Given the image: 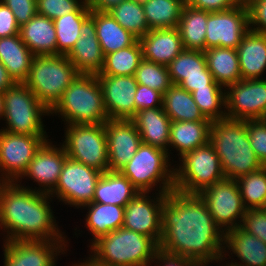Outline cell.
Returning a JSON list of instances; mask_svg holds the SVG:
<instances>
[{
    "label": "cell",
    "instance_id": "6da1fadb",
    "mask_svg": "<svg viewBox=\"0 0 266 266\" xmlns=\"http://www.w3.org/2000/svg\"><path fill=\"white\" fill-rule=\"evenodd\" d=\"M159 250L192 259L200 266L222 263L225 233L198 194L167 193L162 205Z\"/></svg>",
    "mask_w": 266,
    "mask_h": 266
},
{
    "label": "cell",
    "instance_id": "7a4b0ae2",
    "mask_svg": "<svg viewBox=\"0 0 266 266\" xmlns=\"http://www.w3.org/2000/svg\"><path fill=\"white\" fill-rule=\"evenodd\" d=\"M52 199L25 184L0 182V230L7 234L3 241H68L54 218Z\"/></svg>",
    "mask_w": 266,
    "mask_h": 266
},
{
    "label": "cell",
    "instance_id": "3957f363",
    "mask_svg": "<svg viewBox=\"0 0 266 266\" xmlns=\"http://www.w3.org/2000/svg\"><path fill=\"white\" fill-rule=\"evenodd\" d=\"M209 143L213 146L226 178L240 176L263 167L247 134V120L221 119L212 121Z\"/></svg>",
    "mask_w": 266,
    "mask_h": 266
},
{
    "label": "cell",
    "instance_id": "277c9868",
    "mask_svg": "<svg viewBox=\"0 0 266 266\" xmlns=\"http://www.w3.org/2000/svg\"><path fill=\"white\" fill-rule=\"evenodd\" d=\"M97 266H152L158 244L150 237L121 227L88 246Z\"/></svg>",
    "mask_w": 266,
    "mask_h": 266
},
{
    "label": "cell",
    "instance_id": "5b68a950",
    "mask_svg": "<svg viewBox=\"0 0 266 266\" xmlns=\"http://www.w3.org/2000/svg\"><path fill=\"white\" fill-rule=\"evenodd\" d=\"M51 115H59L64 125L104 124L109 117L97 76L79 74L50 109Z\"/></svg>",
    "mask_w": 266,
    "mask_h": 266
},
{
    "label": "cell",
    "instance_id": "8992f818",
    "mask_svg": "<svg viewBox=\"0 0 266 266\" xmlns=\"http://www.w3.org/2000/svg\"><path fill=\"white\" fill-rule=\"evenodd\" d=\"M170 158L167 151L141 143L120 172L139 192L168 193L174 190V167L178 165L172 166Z\"/></svg>",
    "mask_w": 266,
    "mask_h": 266
},
{
    "label": "cell",
    "instance_id": "52a82bcc",
    "mask_svg": "<svg viewBox=\"0 0 266 266\" xmlns=\"http://www.w3.org/2000/svg\"><path fill=\"white\" fill-rule=\"evenodd\" d=\"M78 75L66 55L34 56L24 84L50 110Z\"/></svg>",
    "mask_w": 266,
    "mask_h": 266
},
{
    "label": "cell",
    "instance_id": "ba28073f",
    "mask_svg": "<svg viewBox=\"0 0 266 266\" xmlns=\"http://www.w3.org/2000/svg\"><path fill=\"white\" fill-rule=\"evenodd\" d=\"M3 106L6 127L1 130L21 135H47L43 117L50 116V110L24 83H15L3 93Z\"/></svg>",
    "mask_w": 266,
    "mask_h": 266
},
{
    "label": "cell",
    "instance_id": "9c48e42d",
    "mask_svg": "<svg viewBox=\"0 0 266 266\" xmlns=\"http://www.w3.org/2000/svg\"><path fill=\"white\" fill-rule=\"evenodd\" d=\"M174 167V189L186 194H198L205 187L225 179L213 146L207 143L185 153Z\"/></svg>",
    "mask_w": 266,
    "mask_h": 266
},
{
    "label": "cell",
    "instance_id": "30bf717a",
    "mask_svg": "<svg viewBox=\"0 0 266 266\" xmlns=\"http://www.w3.org/2000/svg\"><path fill=\"white\" fill-rule=\"evenodd\" d=\"M64 146L67 157L100 172L109 170L104 124L66 125Z\"/></svg>",
    "mask_w": 266,
    "mask_h": 266
},
{
    "label": "cell",
    "instance_id": "8fae6325",
    "mask_svg": "<svg viewBox=\"0 0 266 266\" xmlns=\"http://www.w3.org/2000/svg\"><path fill=\"white\" fill-rule=\"evenodd\" d=\"M102 172L67 157L55 189L49 194L77 209L91 203Z\"/></svg>",
    "mask_w": 266,
    "mask_h": 266
},
{
    "label": "cell",
    "instance_id": "7c38bea8",
    "mask_svg": "<svg viewBox=\"0 0 266 266\" xmlns=\"http://www.w3.org/2000/svg\"><path fill=\"white\" fill-rule=\"evenodd\" d=\"M48 135H21L0 129V182H17Z\"/></svg>",
    "mask_w": 266,
    "mask_h": 266
},
{
    "label": "cell",
    "instance_id": "4fadbf2b",
    "mask_svg": "<svg viewBox=\"0 0 266 266\" xmlns=\"http://www.w3.org/2000/svg\"><path fill=\"white\" fill-rule=\"evenodd\" d=\"M198 195L204 200L215 223L224 233L240 227L247 209L236 180L225 178L205 187Z\"/></svg>",
    "mask_w": 266,
    "mask_h": 266
},
{
    "label": "cell",
    "instance_id": "5bb4252c",
    "mask_svg": "<svg viewBox=\"0 0 266 266\" xmlns=\"http://www.w3.org/2000/svg\"><path fill=\"white\" fill-rule=\"evenodd\" d=\"M205 50L213 47L237 49L250 30L249 10L245 1L231 9L209 12Z\"/></svg>",
    "mask_w": 266,
    "mask_h": 266
},
{
    "label": "cell",
    "instance_id": "9a60e30c",
    "mask_svg": "<svg viewBox=\"0 0 266 266\" xmlns=\"http://www.w3.org/2000/svg\"><path fill=\"white\" fill-rule=\"evenodd\" d=\"M226 118L266 119V78L240 80L225 87Z\"/></svg>",
    "mask_w": 266,
    "mask_h": 266
},
{
    "label": "cell",
    "instance_id": "2e32d148",
    "mask_svg": "<svg viewBox=\"0 0 266 266\" xmlns=\"http://www.w3.org/2000/svg\"><path fill=\"white\" fill-rule=\"evenodd\" d=\"M149 194L151 193L138 192L127 203L124 207L123 227L150 237L159 244L162 237V205L167 193Z\"/></svg>",
    "mask_w": 266,
    "mask_h": 266
},
{
    "label": "cell",
    "instance_id": "e0dca14e",
    "mask_svg": "<svg viewBox=\"0 0 266 266\" xmlns=\"http://www.w3.org/2000/svg\"><path fill=\"white\" fill-rule=\"evenodd\" d=\"M3 243L4 266H56L58 256L67 254L69 246L68 241L10 240Z\"/></svg>",
    "mask_w": 266,
    "mask_h": 266
},
{
    "label": "cell",
    "instance_id": "ac0fdd59",
    "mask_svg": "<svg viewBox=\"0 0 266 266\" xmlns=\"http://www.w3.org/2000/svg\"><path fill=\"white\" fill-rule=\"evenodd\" d=\"M53 145L51 139L46 140L34 155L26 172L17 181L22 182V178H29L37 182L38 187L25 188L35 190L40 193L50 194L56 187L63 164L67 158V153L63 145ZM25 177V178H24Z\"/></svg>",
    "mask_w": 266,
    "mask_h": 266
},
{
    "label": "cell",
    "instance_id": "d6986e66",
    "mask_svg": "<svg viewBox=\"0 0 266 266\" xmlns=\"http://www.w3.org/2000/svg\"><path fill=\"white\" fill-rule=\"evenodd\" d=\"M107 135L109 171H120L137 152L141 136L132 120L108 119Z\"/></svg>",
    "mask_w": 266,
    "mask_h": 266
},
{
    "label": "cell",
    "instance_id": "ffe728a7",
    "mask_svg": "<svg viewBox=\"0 0 266 266\" xmlns=\"http://www.w3.org/2000/svg\"><path fill=\"white\" fill-rule=\"evenodd\" d=\"M102 91L103 104L109 119L131 120L135 116V76L96 75Z\"/></svg>",
    "mask_w": 266,
    "mask_h": 266
},
{
    "label": "cell",
    "instance_id": "44dd1931",
    "mask_svg": "<svg viewBox=\"0 0 266 266\" xmlns=\"http://www.w3.org/2000/svg\"><path fill=\"white\" fill-rule=\"evenodd\" d=\"M80 31V38L67 58L79 74L98 75L105 56L96 35L95 22L90 16L83 22Z\"/></svg>",
    "mask_w": 266,
    "mask_h": 266
},
{
    "label": "cell",
    "instance_id": "7402d4cb",
    "mask_svg": "<svg viewBox=\"0 0 266 266\" xmlns=\"http://www.w3.org/2000/svg\"><path fill=\"white\" fill-rule=\"evenodd\" d=\"M233 254L241 261H228L233 266H266V243L240 227L225 232L222 259H226V256L230 259Z\"/></svg>",
    "mask_w": 266,
    "mask_h": 266
},
{
    "label": "cell",
    "instance_id": "603a6c76",
    "mask_svg": "<svg viewBox=\"0 0 266 266\" xmlns=\"http://www.w3.org/2000/svg\"><path fill=\"white\" fill-rule=\"evenodd\" d=\"M142 59L168 66L185 48L178 28L154 29L138 39Z\"/></svg>",
    "mask_w": 266,
    "mask_h": 266
},
{
    "label": "cell",
    "instance_id": "cb8c5ba5",
    "mask_svg": "<svg viewBox=\"0 0 266 266\" xmlns=\"http://www.w3.org/2000/svg\"><path fill=\"white\" fill-rule=\"evenodd\" d=\"M131 120L140 133L142 143L168 152L171 119L163 107L141 110Z\"/></svg>",
    "mask_w": 266,
    "mask_h": 266
},
{
    "label": "cell",
    "instance_id": "d4e9b609",
    "mask_svg": "<svg viewBox=\"0 0 266 266\" xmlns=\"http://www.w3.org/2000/svg\"><path fill=\"white\" fill-rule=\"evenodd\" d=\"M242 80L261 79L266 70V34L249 30L237 47Z\"/></svg>",
    "mask_w": 266,
    "mask_h": 266
},
{
    "label": "cell",
    "instance_id": "484cf974",
    "mask_svg": "<svg viewBox=\"0 0 266 266\" xmlns=\"http://www.w3.org/2000/svg\"><path fill=\"white\" fill-rule=\"evenodd\" d=\"M19 35L34 56L56 55V31L52 19L36 14L20 26Z\"/></svg>",
    "mask_w": 266,
    "mask_h": 266
},
{
    "label": "cell",
    "instance_id": "4316f807",
    "mask_svg": "<svg viewBox=\"0 0 266 266\" xmlns=\"http://www.w3.org/2000/svg\"><path fill=\"white\" fill-rule=\"evenodd\" d=\"M211 124L212 121H171L167 152L169 157L173 148L179 151L177 156L180 158L185 153L209 143Z\"/></svg>",
    "mask_w": 266,
    "mask_h": 266
},
{
    "label": "cell",
    "instance_id": "83f0119b",
    "mask_svg": "<svg viewBox=\"0 0 266 266\" xmlns=\"http://www.w3.org/2000/svg\"><path fill=\"white\" fill-rule=\"evenodd\" d=\"M33 57L19 34L0 38V62L14 83H24L27 80Z\"/></svg>",
    "mask_w": 266,
    "mask_h": 266
},
{
    "label": "cell",
    "instance_id": "f1b7e54d",
    "mask_svg": "<svg viewBox=\"0 0 266 266\" xmlns=\"http://www.w3.org/2000/svg\"><path fill=\"white\" fill-rule=\"evenodd\" d=\"M138 192L120 171L108 170L99 178L92 202L125 207Z\"/></svg>",
    "mask_w": 266,
    "mask_h": 266
},
{
    "label": "cell",
    "instance_id": "f546056e",
    "mask_svg": "<svg viewBox=\"0 0 266 266\" xmlns=\"http://www.w3.org/2000/svg\"><path fill=\"white\" fill-rule=\"evenodd\" d=\"M87 209L85 227L91 232L90 245L100 237L115 231L124 224V207L114 204L91 202L80 207Z\"/></svg>",
    "mask_w": 266,
    "mask_h": 266
},
{
    "label": "cell",
    "instance_id": "4dcf8cb0",
    "mask_svg": "<svg viewBox=\"0 0 266 266\" xmlns=\"http://www.w3.org/2000/svg\"><path fill=\"white\" fill-rule=\"evenodd\" d=\"M90 17L95 22L96 35L104 56L131 46L137 40L109 12L91 10Z\"/></svg>",
    "mask_w": 266,
    "mask_h": 266
},
{
    "label": "cell",
    "instance_id": "1f68e13d",
    "mask_svg": "<svg viewBox=\"0 0 266 266\" xmlns=\"http://www.w3.org/2000/svg\"><path fill=\"white\" fill-rule=\"evenodd\" d=\"M207 68L223 87L242 80L237 49L213 47L204 51Z\"/></svg>",
    "mask_w": 266,
    "mask_h": 266
},
{
    "label": "cell",
    "instance_id": "d6a6232c",
    "mask_svg": "<svg viewBox=\"0 0 266 266\" xmlns=\"http://www.w3.org/2000/svg\"><path fill=\"white\" fill-rule=\"evenodd\" d=\"M208 11L185 5L179 19L178 30L186 50L205 51Z\"/></svg>",
    "mask_w": 266,
    "mask_h": 266
},
{
    "label": "cell",
    "instance_id": "836d02e7",
    "mask_svg": "<svg viewBox=\"0 0 266 266\" xmlns=\"http://www.w3.org/2000/svg\"><path fill=\"white\" fill-rule=\"evenodd\" d=\"M163 109L171 121H210L203 116L192 94L176 84L163 94Z\"/></svg>",
    "mask_w": 266,
    "mask_h": 266
},
{
    "label": "cell",
    "instance_id": "e575fe53",
    "mask_svg": "<svg viewBox=\"0 0 266 266\" xmlns=\"http://www.w3.org/2000/svg\"><path fill=\"white\" fill-rule=\"evenodd\" d=\"M142 5L150 30L177 28L185 7L181 0H147Z\"/></svg>",
    "mask_w": 266,
    "mask_h": 266
},
{
    "label": "cell",
    "instance_id": "d590c367",
    "mask_svg": "<svg viewBox=\"0 0 266 266\" xmlns=\"http://www.w3.org/2000/svg\"><path fill=\"white\" fill-rule=\"evenodd\" d=\"M142 60V49L138 39L121 50L104 57V65L98 75L133 76Z\"/></svg>",
    "mask_w": 266,
    "mask_h": 266
},
{
    "label": "cell",
    "instance_id": "8d00e7d4",
    "mask_svg": "<svg viewBox=\"0 0 266 266\" xmlns=\"http://www.w3.org/2000/svg\"><path fill=\"white\" fill-rule=\"evenodd\" d=\"M91 12H72L53 20L56 31V55H68L80 38L81 25Z\"/></svg>",
    "mask_w": 266,
    "mask_h": 266
},
{
    "label": "cell",
    "instance_id": "74e56055",
    "mask_svg": "<svg viewBox=\"0 0 266 266\" xmlns=\"http://www.w3.org/2000/svg\"><path fill=\"white\" fill-rule=\"evenodd\" d=\"M108 12L124 29L133 34L137 39L150 31L143 5L138 2L124 0Z\"/></svg>",
    "mask_w": 266,
    "mask_h": 266
},
{
    "label": "cell",
    "instance_id": "f35d334b",
    "mask_svg": "<svg viewBox=\"0 0 266 266\" xmlns=\"http://www.w3.org/2000/svg\"><path fill=\"white\" fill-rule=\"evenodd\" d=\"M167 67L176 85L187 77L204 76V71H209L204 51L199 50L184 49Z\"/></svg>",
    "mask_w": 266,
    "mask_h": 266
},
{
    "label": "cell",
    "instance_id": "ab89813d",
    "mask_svg": "<svg viewBox=\"0 0 266 266\" xmlns=\"http://www.w3.org/2000/svg\"><path fill=\"white\" fill-rule=\"evenodd\" d=\"M246 209L263 208L266 202V166L236 179Z\"/></svg>",
    "mask_w": 266,
    "mask_h": 266
},
{
    "label": "cell",
    "instance_id": "60d3db41",
    "mask_svg": "<svg viewBox=\"0 0 266 266\" xmlns=\"http://www.w3.org/2000/svg\"><path fill=\"white\" fill-rule=\"evenodd\" d=\"M191 94L206 119L217 121L226 118L225 87L207 86V88L196 89Z\"/></svg>",
    "mask_w": 266,
    "mask_h": 266
},
{
    "label": "cell",
    "instance_id": "b9f144b4",
    "mask_svg": "<svg viewBox=\"0 0 266 266\" xmlns=\"http://www.w3.org/2000/svg\"><path fill=\"white\" fill-rule=\"evenodd\" d=\"M137 84H142L164 94L172 85L168 67L145 59L140 61L134 74Z\"/></svg>",
    "mask_w": 266,
    "mask_h": 266
},
{
    "label": "cell",
    "instance_id": "7bdbcfd3",
    "mask_svg": "<svg viewBox=\"0 0 266 266\" xmlns=\"http://www.w3.org/2000/svg\"><path fill=\"white\" fill-rule=\"evenodd\" d=\"M72 12H91L86 0H37V14L55 20Z\"/></svg>",
    "mask_w": 266,
    "mask_h": 266
},
{
    "label": "cell",
    "instance_id": "ee69618b",
    "mask_svg": "<svg viewBox=\"0 0 266 266\" xmlns=\"http://www.w3.org/2000/svg\"><path fill=\"white\" fill-rule=\"evenodd\" d=\"M251 147L263 166H266V119L247 120Z\"/></svg>",
    "mask_w": 266,
    "mask_h": 266
},
{
    "label": "cell",
    "instance_id": "f6af8a7d",
    "mask_svg": "<svg viewBox=\"0 0 266 266\" xmlns=\"http://www.w3.org/2000/svg\"><path fill=\"white\" fill-rule=\"evenodd\" d=\"M240 228L266 243V211L263 208L247 209Z\"/></svg>",
    "mask_w": 266,
    "mask_h": 266
},
{
    "label": "cell",
    "instance_id": "bcb514c9",
    "mask_svg": "<svg viewBox=\"0 0 266 266\" xmlns=\"http://www.w3.org/2000/svg\"><path fill=\"white\" fill-rule=\"evenodd\" d=\"M135 114L149 108L163 107V94L142 84H138L135 93Z\"/></svg>",
    "mask_w": 266,
    "mask_h": 266
},
{
    "label": "cell",
    "instance_id": "7dc6e473",
    "mask_svg": "<svg viewBox=\"0 0 266 266\" xmlns=\"http://www.w3.org/2000/svg\"><path fill=\"white\" fill-rule=\"evenodd\" d=\"M13 12L19 26L27 23L37 14V0H0Z\"/></svg>",
    "mask_w": 266,
    "mask_h": 266
},
{
    "label": "cell",
    "instance_id": "c3c4849f",
    "mask_svg": "<svg viewBox=\"0 0 266 266\" xmlns=\"http://www.w3.org/2000/svg\"><path fill=\"white\" fill-rule=\"evenodd\" d=\"M250 29L266 34V0H246Z\"/></svg>",
    "mask_w": 266,
    "mask_h": 266
},
{
    "label": "cell",
    "instance_id": "681fc988",
    "mask_svg": "<svg viewBox=\"0 0 266 266\" xmlns=\"http://www.w3.org/2000/svg\"><path fill=\"white\" fill-rule=\"evenodd\" d=\"M19 29L11 9L0 1V38L17 35Z\"/></svg>",
    "mask_w": 266,
    "mask_h": 266
},
{
    "label": "cell",
    "instance_id": "f907efd6",
    "mask_svg": "<svg viewBox=\"0 0 266 266\" xmlns=\"http://www.w3.org/2000/svg\"><path fill=\"white\" fill-rule=\"evenodd\" d=\"M178 85L190 93L196 89L207 88V86H222L214 81L210 71H204V76L187 77Z\"/></svg>",
    "mask_w": 266,
    "mask_h": 266
},
{
    "label": "cell",
    "instance_id": "816d5d0a",
    "mask_svg": "<svg viewBox=\"0 0 266 266\" xmlns=\"http://www.w3.org/2000/svg\"><path fill=\"white\" fill-rule=\"evenodd\" d=\"M240 0H193L189 5L193 8L218 12L233 8Z\"/></svg>",
    "mask_w": 266,
    "mask_h": 266
},
{
    "label": "cell",
    "instance_id": "f5cc1de1",
    "mask_svg": "<svg viewBox=\"0 0 266 266\" xmlns=\"http://www.w3.org/2000/svg\"><path fill=\"white\" fill-rule=\"evenodd\" d=\"M153 262L158 266H200L192 259L167 254L161 250L156 252Z\"/></svg>",
    "mask_w": 266,
    "mask_h": 266
},
{
    "label": "cell",
    "instance_id": "db71d44e",
    "mask_svg": "<svg viewBox=\"0 0 266 266\" xmlns=\"http://www.w3.org/2000/svg\"><path fill=\"white\" fill-rule=\"evenodd\" d=\"M123 1L124 0H89L88 3L91 10L108 12Z\"/></svg>",
    "mask_w": 266,
    "mask_h": 266
},
{
    "label": "cell",
    "instance_id": "11a10c76",
    "mask_svg": "<svg viewBox=\"0 0 266 266\" xmlns=\"http://www.w3.org/2000/svg\"><path fill=\"white\" fill-rule=\"evenodd\" d=\"M14 81L8 75L7 69L0 62V92L4 93L14 85Z\"/></svg>",
    "mask_w": 266,
    "mask_h": 266
},
{
    "label": "cell",
    "instance_id": "9f6ffc18",
    "mask_svg": "<svg viewBox=\"0 0 266 266\" xmlns=\"http://www.w3.org/2000/svg\"><path fill=\"white\" fill-rule=\"evenodd\" d=\"M83 261L84 262H82V260H79L77 263H73L72 266H97L88 259H83Z\"/></svg>",
    "mask_w": 266,
    "mask_h": 266
},
{
    "label": "cell",
    "instance_id": "6f0895ef",
    "mask_svg": "<svg viewBox=\"0 0 266 266\" xmlns=\"http://www.w3.org/2000/svg\"><path fill=\"white\" fill-rule=\"evenodd\" d=\"M4 106H3V93L0 92V120H3Z\"/></svg>",
    "mask_w": 266,
    "mask_h": 266
},
{
    "label": "cell",
    "instance_id": "680465c9",
    "mask_svg": "<svg viewBox=\"0 0 266 266\" xmlns=\"http://www.w3.org/2000/svg\"><path fill=\"white\" fill-rule=\"evenodd\" d=\"M185 5H189L193 0H181Z\"/></svg>",
    "mask_w": 266,
    "mask_h": 266
},
{
    "label": "cell",
    "instance_id": "91938a15",
    "mask_svg": "<svg viewBox=\"0 0 266 266\" xmlns=\"http://www.w3.org/2000/svg\"><path fill=\"white\" fill-rule=\"evenodd\" d=\"M133 1L138 2V3H140V4H143V3H145L147 0H133Z\"/></svg>",
    "mask_w": 266,
    "mask_h": 266
},
{
    "label": "cell",
    "instance_id": "94428289",
    "mask_svg": "<svg viewBox=\"0 0 266 266\" xmlns=\"http://www.w3.org/2000/svg\"><path fill=\"white\" fill-rule=\"evenodd\" d=\"M223 261H225V263H226L224 266H233V265H231V264H228L227 261H226L225 259H223Z\"/></svg>",
    "mask_w": 266,
    "mask_h": 266
},
{
    "label": "cell",
    "instance_id": "6125c7cd",
    "mask_svg": "<svg viewBox=\"0 0 266 266\" xmlns=\"http://www.w3.org/2000/svg\"><path fill=\"white\" fill-rule=\"evenodd\" d=\"M263 209L266 211V202H265V205L263 206Z\"/></svg>",
    "mask_w": 266,
    "mask_h": 266
}]
</instances>
